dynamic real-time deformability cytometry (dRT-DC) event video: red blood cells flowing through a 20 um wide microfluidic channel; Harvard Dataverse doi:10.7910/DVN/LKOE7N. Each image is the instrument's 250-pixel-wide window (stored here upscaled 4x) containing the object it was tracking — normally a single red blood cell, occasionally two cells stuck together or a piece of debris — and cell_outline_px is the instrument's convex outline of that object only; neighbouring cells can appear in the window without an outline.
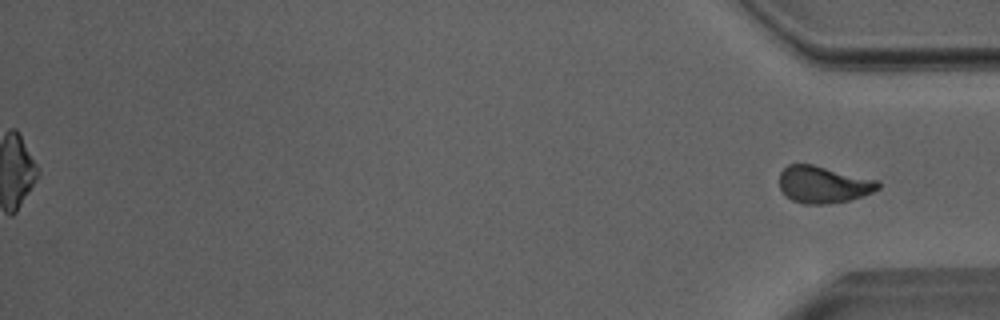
{"species": "Egyptian fruit bat (a non-hibernating species)", "species_latin": "Rousettus aegyptiacus", "temperature_condition": "room temperature", "stored_images_in_passage": 53, "segment_of_instrument_passage": [2, 2], "camera_frame_rate_fps": 3000, "um_per_image_px": 0.085, "animal": {"sex": "male"}, "frame": {"image": 1, "passage_image": 53, "time_ms": 17.333, "image_size_px": [1000, 320], "cell_outline_px": [[880, 188], [872, 192], [848, 200], [828, 204], [804, 204], [792, 200], [780, 188], [780, 172], [788, 164], [812, 164], [880, 180]], "centroid_in_image_um": [70.0, 15.67], "position_along_channel_um": 365.2, "area_um2": 21.21}}